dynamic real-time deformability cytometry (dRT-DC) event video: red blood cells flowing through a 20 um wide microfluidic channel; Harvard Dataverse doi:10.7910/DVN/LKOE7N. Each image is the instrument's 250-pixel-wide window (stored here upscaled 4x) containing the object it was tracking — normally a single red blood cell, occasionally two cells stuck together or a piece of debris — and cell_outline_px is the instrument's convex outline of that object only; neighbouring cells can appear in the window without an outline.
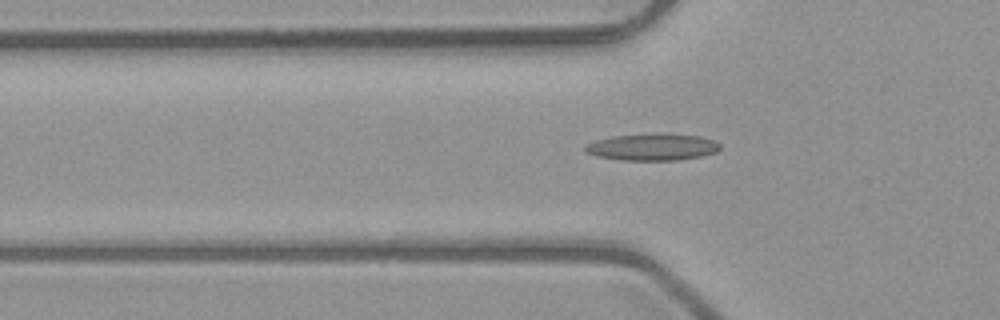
{"species": "common noctule bat (a hibernating species)", "species_latin": "Nyctalus noctula", "temperature_condition": "room temperature", "stored_images_in_passage": 48, "camera_frame_rate_fps": 3000, "um_per_image_px": 0.085, "animal": {"sex": "male", "body_mass_g": 23.1, "forearm_length_mm": 52.7}, "frame": {"image": 1, "passage_image": 17, "time_ms": 5.333, "image_size_px": [1000, 320], "cell_outline_px": [[720, 148], [716, 152], [700, 156], [676, 160], [620, 160], [596, 156], [584, 152], [584, 144], [596, 140], [612, 136], [656, 132], [664, 132], [700, 136], [712, 140], [720, 144]], "centroid_in_image_um": [55.41, 12.47], "position_along_channel_um": 70.4, "area_um2": 21.5}}
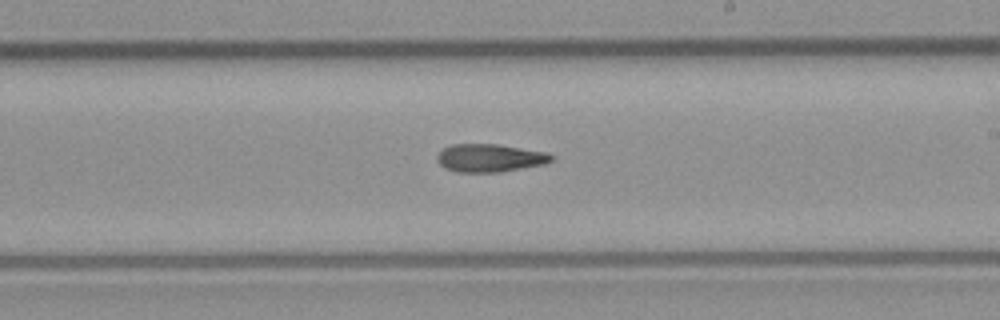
{"frame": {"image": 2, "passage_image": 30, "time_ms": 9.667, "image_size_px": [1000, 320], "cell_outline_px": [[552, 160], [544, 164], [500, 172], [456, 172], [444, 168], [436, 160], [436, 156], [444, 148], [452, 144], [496, 144], [548, 152], [552, 156]], "centroid_in_image_um": [41.61, 13.43], "position_along_channel_um": 247.4, "area_um2": 18.61}}
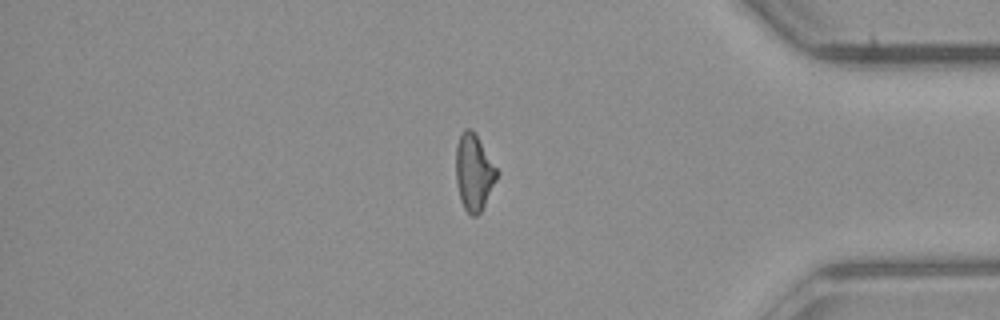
{"frame": {"image": 3, "passage_image": 43, "time_ms": 14.0, "image_size_px": [1000, 320], "cell_outline_px": [[500, 172], [480, 212], [476, 216], [472, 216], [464, 208], [460, 200], [456, 184], [456, 144], [464, 128], [472, 128]], "centroid_in_image_um": [40.27, 14.62], "position_along_channel_um": 394.9, "area_um2": 18.26}}